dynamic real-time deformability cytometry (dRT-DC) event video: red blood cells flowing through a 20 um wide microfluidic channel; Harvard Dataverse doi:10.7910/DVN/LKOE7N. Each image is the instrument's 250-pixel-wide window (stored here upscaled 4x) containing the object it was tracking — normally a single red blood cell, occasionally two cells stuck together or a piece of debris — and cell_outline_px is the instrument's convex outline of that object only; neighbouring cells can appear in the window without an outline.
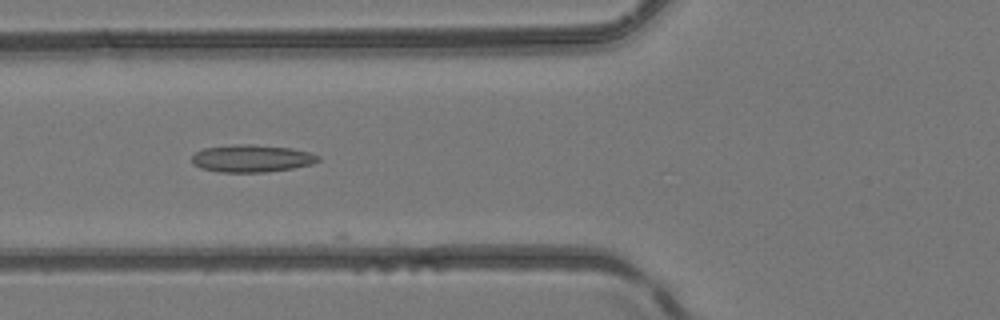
{"species": "common noctule bat (a hibernating species)", "species_latin": "Nyctalus noctula", "temperature_condition": "room temperature", "stored_images_in_passage": 8, "camera_frame_rate_fps": 3000, "um_per_image_px": 0.085, "animal": {"sex": "female", "body_mass_g": 24.6, "forearm_length_mm": 56.2}, "frame": {"image": 1, "passage_image": 3, "time_ms": 0.667, "image_size_px": [1000, 320], "cell_outline_px": [[320, 160], [312, 164], [292, 168], [264, 172], [220, 172], [200, 168], [192, 164], [192, 156], [196, 152], [204, 148], [240, 144], [252, 144], [292, 148], [308, 152], [320, 156]], "centroid_in_image_um": [21.39, 13.47], "position_along_channel_um": 104.4, "area_um2": 20.11}}
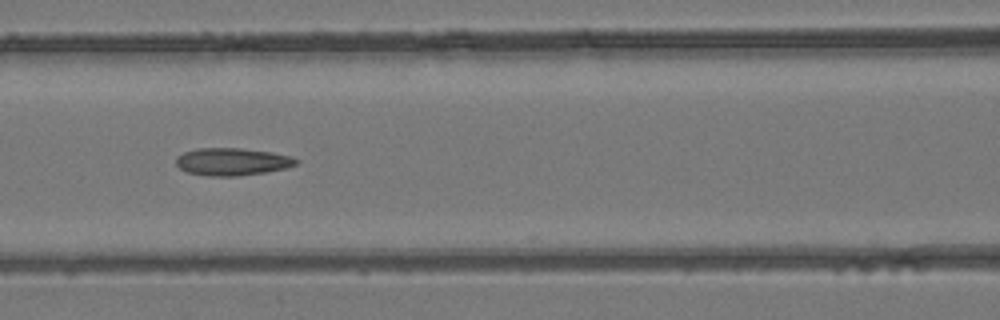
{"frame": {"image": 2, "passage_image": 6, "time_ms": 1.667, "image_size_px": [1000, 320], "cell_outline_px": [[300, 160], [296, 164], [288, 168], [264, 172], [236, 176], [208, 176], [188, 172], [180, 168], [176, 164], [176, 156], [184, 152], [196, 148], [240, 148], [272, 152], [292, 156]], "centroid_in_image_um": [19.75, 13.73], "position_along_channel_um": 146.9, "area_um2": 19.31}}